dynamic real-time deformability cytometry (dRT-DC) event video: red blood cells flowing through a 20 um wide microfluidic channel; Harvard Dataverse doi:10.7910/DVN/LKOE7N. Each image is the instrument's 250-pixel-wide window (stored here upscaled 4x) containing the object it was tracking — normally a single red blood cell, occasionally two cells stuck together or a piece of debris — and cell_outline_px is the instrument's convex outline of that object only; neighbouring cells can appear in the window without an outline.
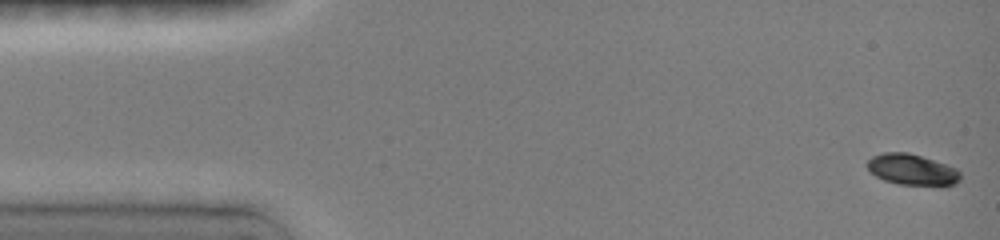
{"species": "common noctule bat (a hibernating species)", "species_latin": "Nyctalus noctula", "temperature_condition": "room temperature", "stored_images_in_passage": 60, "camera_frame_rate_fps": 3000, "um_per_image_px": 0.085, "animal": {"sex": "female", "body_mass_g": 19.0, "forearm_length_mm": 51.5}, "frame": {"image": 1, "passage_image": 1, "time_ms": 0.0, "image_size_px": [1000, 240], "cell_outline_px": [[960, 180], [956, 184], [944, 188], [900, 184], [884, 180], [876, 176], [868, 168], [868, 160], [872, 156], [884, 152], [908, 152], [956, 168], [960, 172]], "centroid_in_image_um": [77.59, 14.46], "position_along_channel_um": 7.4, "area_um2": 17.11}}
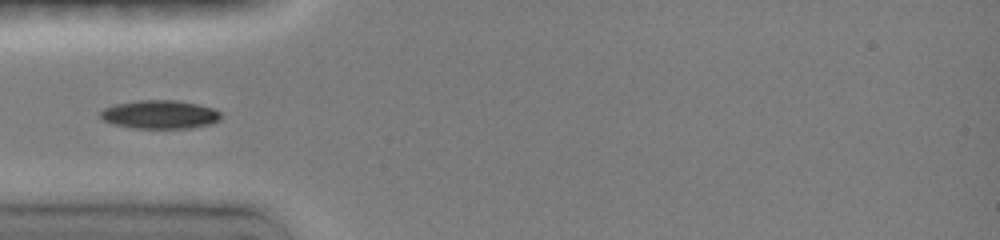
{"frame": {"image": 2, "passage_image": 18, "time_ms": 4.667, "image_size_px": [1000, 240], "cell_outline_px": [[220, 120], [212, 124], [192, 128], [132, 128], [112, 124], [104, 120], [100, 116], [100, 112], [104, 108], [116, 104], [140, 100], [176, 100], [216, 108], [220, 112]], "centroid_in_image_um": [13.62, 9.74], "position_along_channel_um": 71.4, "area_um2": 20.11}}
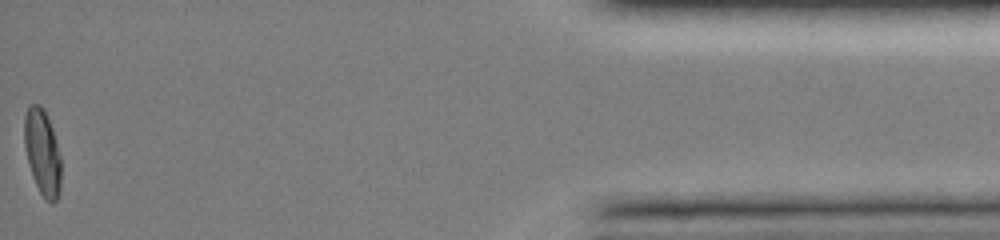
{"frame": {"image": 3, "passage_image": 59, "time_ms": 15.667, "image_size_px": [1000, 240], "cell_outline_px": [[60, 192], [56, 200], [52, 204], [44, 200], [32, 176], [24, 144], [24, 116], [28, 104], [40, 104], [44, 108], [48, 116], [52, 128], [60, 156]], "centroid_in_image_um": [3.59, 12.93], "position_along_channel_um": 431.6, "area_um2": 18.5}, "authors_computed_cell_mechanics": {"area_um2": 18.4093, "velocity_mm_per_s": 3.9975, "shape_relaxation_time_tau1_ms": 3.212, "shape_relaxation_time_tau2_ms": 9.3274, "deformation_change_tau1": 0.1235, "deformation_change_tau2": 0.0463}}